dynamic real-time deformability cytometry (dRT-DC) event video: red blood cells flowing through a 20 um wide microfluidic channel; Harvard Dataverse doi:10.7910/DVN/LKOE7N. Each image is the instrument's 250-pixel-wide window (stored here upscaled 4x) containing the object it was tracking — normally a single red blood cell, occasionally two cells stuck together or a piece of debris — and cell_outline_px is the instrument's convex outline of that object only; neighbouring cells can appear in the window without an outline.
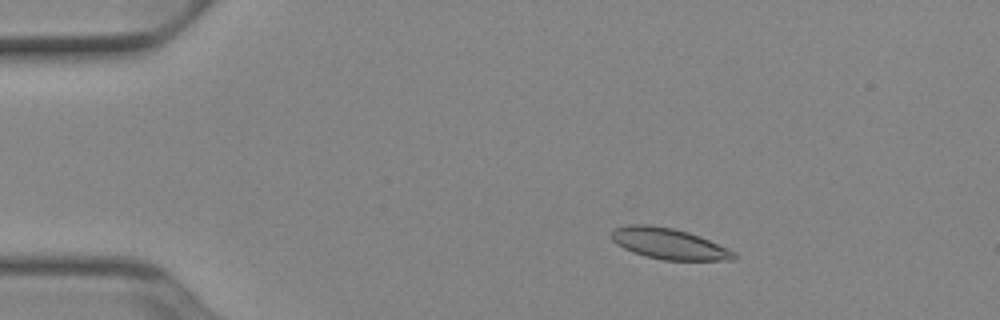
{"species": "Egyptian fruit bat (a non-hibernating species)", "species_latin": "Rousettus aegyptiacus", "temperature_condition": "cold", "stored_images_in_passage": 21, "camera_frame_rate_fps": 3000, "um_per_image_px": 0.085, "animal": {"sex": "female"}, "frame": {"image": 1, "passage_image": 10, "time_ms": 3.0, "image_size_px": [1000, 320], "cell_outline_px": [[736, 256], [732, 260], [664, 260], [644, 256], [632, 252], [616, 244], [612, 240], [612, 232], [616, 228], [636, 220], [672, 228], [688, 232], [700, 236], [728, 248], [736, 252]], "centroid_in_image_um": [56.8, 20.67], "position_along_channel_um": 28.2, "area_um2": 22.6}}
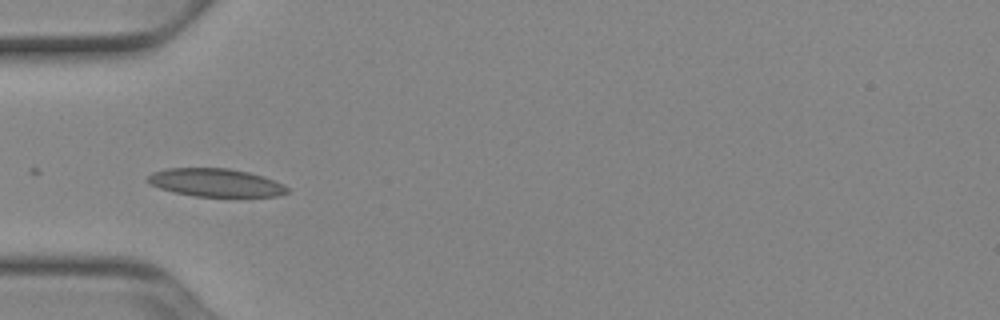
{"frame": {"image": 2, "passage_image": 18, "time_ms": 5.667, "image_size_px": [1000, 320], "cell_outline_px": [[288, 192], [276, 196], [192, 196], [160, 188], [148, 184], [144, 180], [152, 172], [164, 168], [228, 168], [248, 172], [264, 176], [284, 184], [288, 188]], "centroid_in_image_um": [18.29, 15.51], "position_along_channel_um": 66.7, "area_um2": 22.89}}
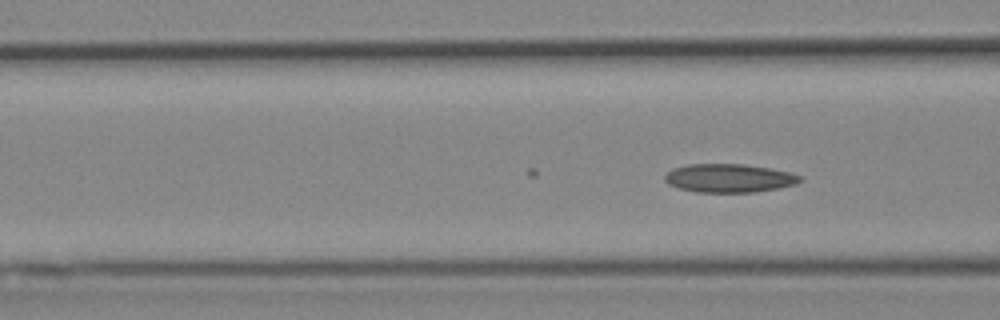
{"frame": {"image": 3, "passage_image": 21, "time_ms": 6.667, "image_size_px": [1000, 320], "cell_outline_px": [[800, 180], [796, 184], [776, 188], [752, 192], [696, 192], [676, 188], [668, 184], [664, 180], [664, 176], [672, 168], [688, 164], [744, 164], [792, 172], [800, 176]], "centroid_in_image_um": [61.91, 15.14], "position_along_channel_um": 104.7, "area_um2": 22.43}}